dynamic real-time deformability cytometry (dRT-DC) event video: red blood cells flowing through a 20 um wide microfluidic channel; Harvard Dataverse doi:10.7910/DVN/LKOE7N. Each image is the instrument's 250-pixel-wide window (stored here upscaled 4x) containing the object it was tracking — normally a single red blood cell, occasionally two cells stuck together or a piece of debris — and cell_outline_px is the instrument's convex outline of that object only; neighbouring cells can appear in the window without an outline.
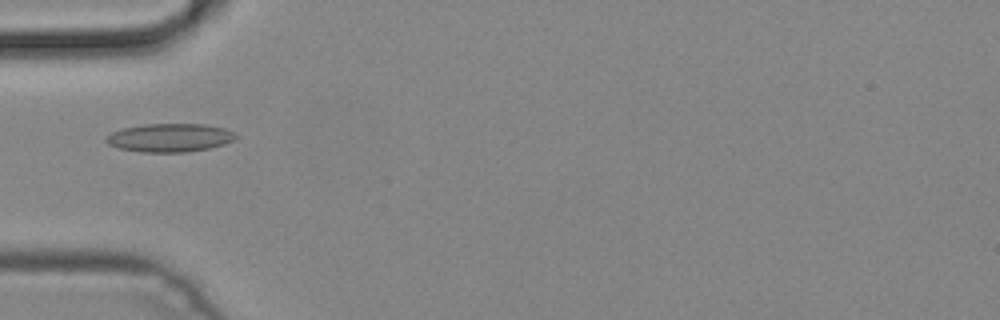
{"species": "common noctule bat (a hibernating species)", "species_latin": "Nyctalus noctula", "temperature_condition": "cold", "stored_images_in_passage": 4, "camera_frame_rate_fps": 3000, "um_per_image_px": 0.085, "animal": {"sex": "male", "body_mass_g": 19.2, "forearm_length_mm": 51.8}, "frame": {"image": 1, "passage_image": 3, "time_ms": 0.667, "image_size_px": [1000, 320], "cell_outline_px": [[236, 136], [232, 140], [224, 144], [208, 148], [184, 152], [140, 152], [116, 148], [108, 144], [104, 140], [104, 136], [112, 132], [124, 128], [144, 124], [204, 124], [224, 128], [236, 132]], "centroid_in_image_um": [14.38, 11.7], "position_along_channel_um": 70.6, "area_um2": 21.5}}
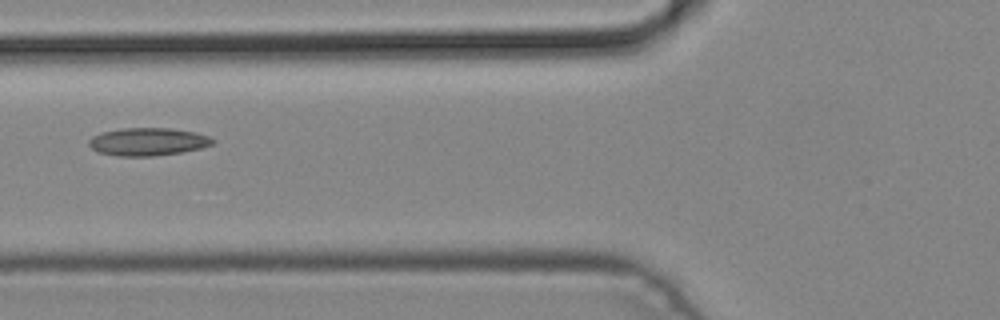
{"frame": {"image": 2, "passage_image": 4, "time_ms": 1.0, "image_size_px": [1000, 320], "cell_outline_px": [[216, 140], [212, 144], [200, 148], [180, 152], [152, 156], [116, 156], [96, 152], [88, 144], [88, 140], [92, 136], [100, 132], [124, 128], [172, 128], [196, 132], [208, 136]], "centroid_in_image_um": [12.53, 12.04], "position_along_channel_um": 113.3, "area_um2": 20.17}}